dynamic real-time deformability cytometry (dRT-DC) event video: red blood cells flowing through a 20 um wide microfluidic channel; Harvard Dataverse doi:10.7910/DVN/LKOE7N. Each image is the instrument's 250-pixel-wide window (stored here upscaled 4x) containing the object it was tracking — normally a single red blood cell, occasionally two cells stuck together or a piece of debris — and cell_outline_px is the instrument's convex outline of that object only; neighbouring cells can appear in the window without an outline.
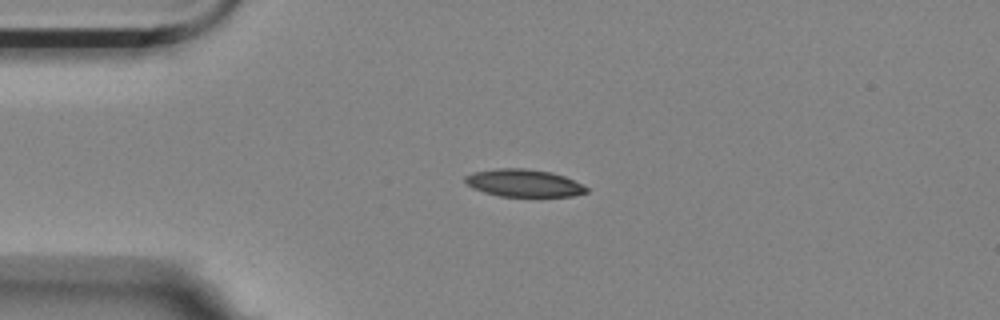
{"species": "Egyptian fruit bat (a non-hibernating species)", "species_latin": "Rousettus aegyptiacus", "temperature_condition": "room temperature", "stored_images_in_passage": 5, "camera_frame_rate_fps": 3000, "um_per_image_px": 0.085, "animal": {"sex": "female"}, "frame": {"image": 1, "passage_image": 3, "time_ms": 0.667, "image_size_px": [1000, 320], "cell_outline_px": [[588, 192], [572, 196], [500, 196], [484, 192], [468, 184], [464, 180], [464, 176], [472, 172], [496, 168], [524, 168], [552, 172], [564, 176], [588, 188]], "centroid_in_image_um": [44.51, 15.55], "position_along_channel_um": 40.5, "area_um2": 19.25}}
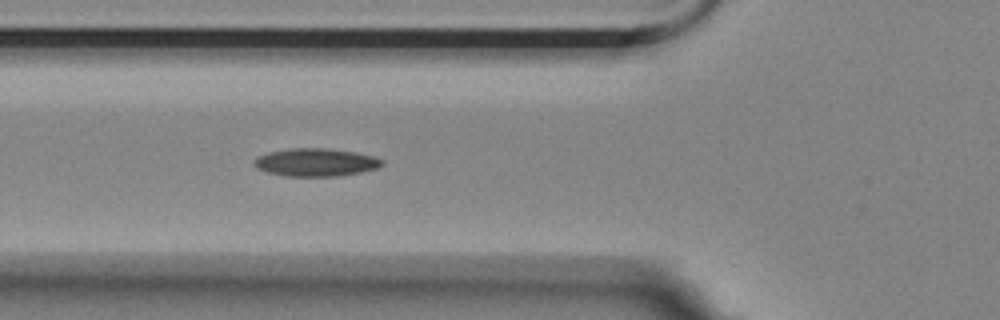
{"frame": {"image": 2, "passage_image": 5, "time_ms": 1.333, "image_size_px": [1000, 320], "cell_outline_px": [[384, 164], [376, 168], [360, 172], [336, 176], [288, 176], [268, 172], [252, 164], [252, 160], [268, 152], [292, 148], [328, 148], [356, 152], [372, 156], [384, 160]], "centroid_in_image_um": [26.85, 13.79], "position_along_channel_um": 98.9, "area_um2": 20.63}}